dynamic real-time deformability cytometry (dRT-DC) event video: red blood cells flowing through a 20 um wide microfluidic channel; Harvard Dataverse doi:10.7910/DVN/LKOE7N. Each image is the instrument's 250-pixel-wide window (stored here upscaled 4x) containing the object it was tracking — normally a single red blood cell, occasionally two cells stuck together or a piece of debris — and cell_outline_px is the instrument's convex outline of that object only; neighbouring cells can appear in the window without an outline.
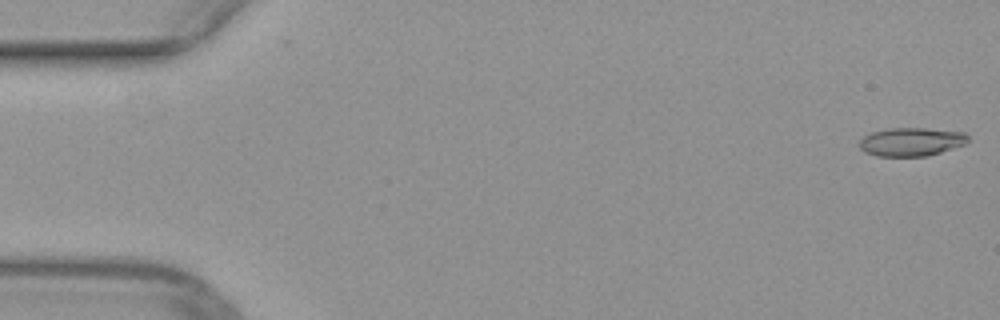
{"species": "common noctule bat (a hibernating species)", "species_latin": "Nyctalus noctula", "temperature_condition": "warm", "stored_images_in_passage": 40, "camera_frame_rate_fps": 3000, "um_per_image_px": 0.085, "animal": {"sex": "female", "body_mass_g": 29.2, "forearm_length_mm": 56.3}, "frame": {"image": 1, "passage_image": 1, "time_ms": 0.0, "image_size_px": [1000, 320], "cell_outline_px": [[968, 140], [964, 144], [928, 156], [876, 156], [864, 152], [860, 148], [860, 140], [864, 136], [872, 132], [888, 128], [924, 128], [964, 132], [968, 136]], "centroid_in_image_um": [77.43, 12.05], "position_along_channel_um": 7.6, "area_um2": 17.92}}
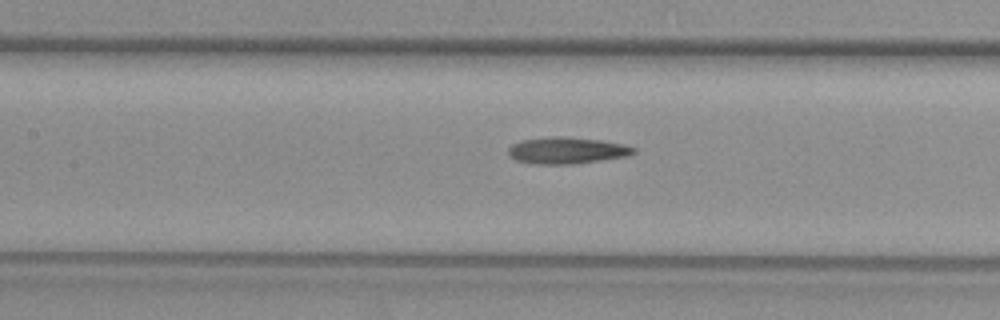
{"frame": {"image": 2, "passage_image": 23, "time_ms": 7.333, "image_size_px": [1000, 320], "cell_outline_px": [[636, 152], [628, 156], [576, 164], [532, 164], [516, 160], [508, 152], [508, 148], [512, 144], [520, 140], [552, 136], [564, 136], [600, 140], [624, 144], [636, 148]], "centroid_in_image_um": [48.19, 12.79], "position_along_channel_um": 159.2, "area_um2": 19.59}}
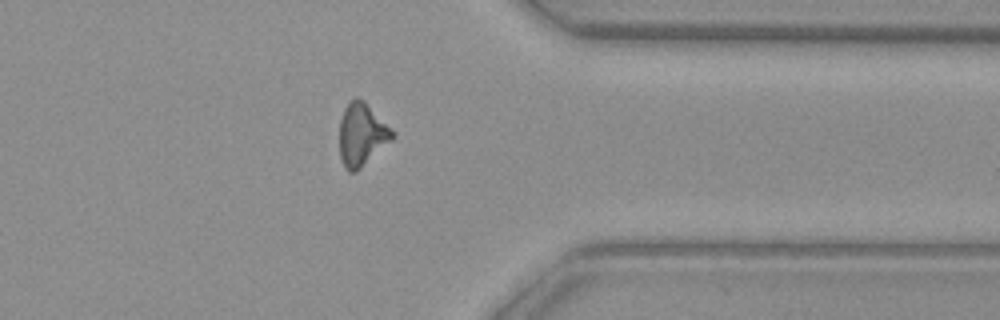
{"frame": {"image": 3, "passage_image": 40, "time_ms": 13.0, "image_size_px": [1000, 320], "cell_outline_px": [[396, 136], [392, 140], [356, 172], [348, 172], [344, 168], [340, 156], [340, 120], [344, 108], [356, 96], [364, 100], [396, 132]], "centroid_in_image_um": [30.77, 11.44], "position_along_channel_um": 380.6, "area_um2": 19.48}}